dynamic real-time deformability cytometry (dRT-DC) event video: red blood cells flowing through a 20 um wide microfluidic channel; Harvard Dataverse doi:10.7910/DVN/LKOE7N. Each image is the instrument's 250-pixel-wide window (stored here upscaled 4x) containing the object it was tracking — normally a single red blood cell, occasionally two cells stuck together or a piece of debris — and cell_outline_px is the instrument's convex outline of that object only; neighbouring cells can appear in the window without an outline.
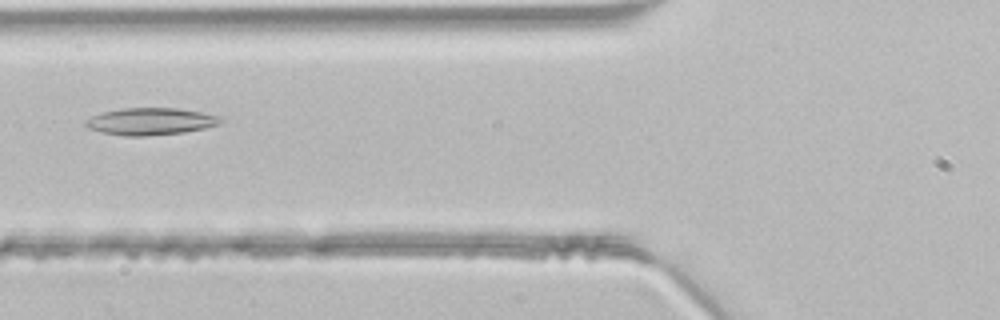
{"species": "common noctule bat (a hibernating species)", "species_latin": "Nyctalus noctula", "temperature_condition": "room temperature", "stored_images_in_passage": 37, "camera_frame_rate_fps": 3000, "um_per_image_px": 0.085, "animal": {"sex": "male", "body_mass_g": 21.5, "forearm_length_mm": 52.0}, "frame": {"image": 1, "passage_image": 8, "time_ms": 2.333, "image_size_px": [1000, 320], "cell_outline_px": [[224, 120], [220, 124], [204, 128], [184, 132], [144, 136], [124, 136], [100, 132], [88, 128], [84, 124], [84, 120], [100, 112], [124, 108], [176, 108], [200, 112], [220, 116]], "centroid_in_image_um": [12.77, 10.32], "position_along_channel_um": 113.0, "area_um2": 21.39}}
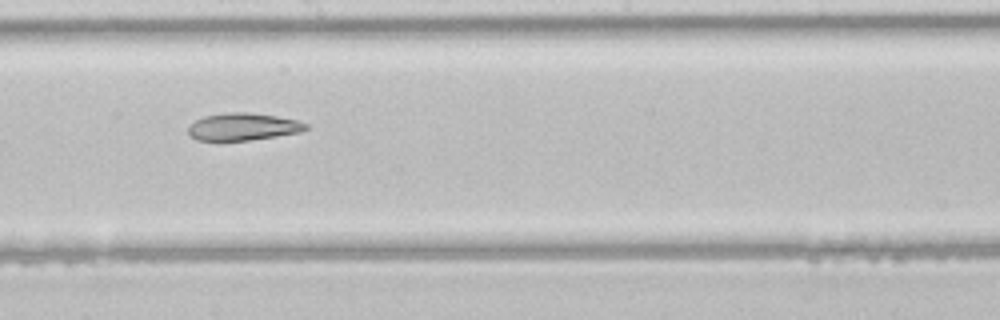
{"frame": {"image": 2, "passage_image": 16, "time_ms": 5.0, "image_size_px": [1000, 320], "cell_outline_px": [[308, 128], [300, 132], [252, 140], [196, 140], [188, 132], [188, 128], [196, 120], [204, 116], [228, 112], [248, 112], [276, 116], [296, 120], [308, 124]], "centroid_in_image_um": [20.67, 10.77], "position_along_channel_um": 227.5, "area_um2": 18.55}}
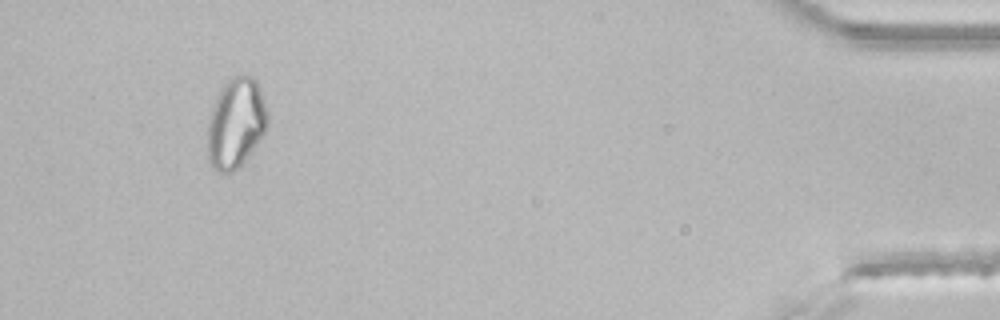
{"frame": {"image": 3, "passage_image": 34, "time_ms": 11.0, "image_size_px": [1000, 320], "cell_outline_px": [[268, 124], [264, 132], [248, 156], [232, 172], [216, 172], [212, 168], [208, 160], [208, 120], [216, 96], [220, 88], [228, 76], [252, 76], [256, 80], [268, 116]], "centroid_in_image_um": [20.01, 10.45], "position_along_channel_um": 415.2, "area_um2": 31.27}}